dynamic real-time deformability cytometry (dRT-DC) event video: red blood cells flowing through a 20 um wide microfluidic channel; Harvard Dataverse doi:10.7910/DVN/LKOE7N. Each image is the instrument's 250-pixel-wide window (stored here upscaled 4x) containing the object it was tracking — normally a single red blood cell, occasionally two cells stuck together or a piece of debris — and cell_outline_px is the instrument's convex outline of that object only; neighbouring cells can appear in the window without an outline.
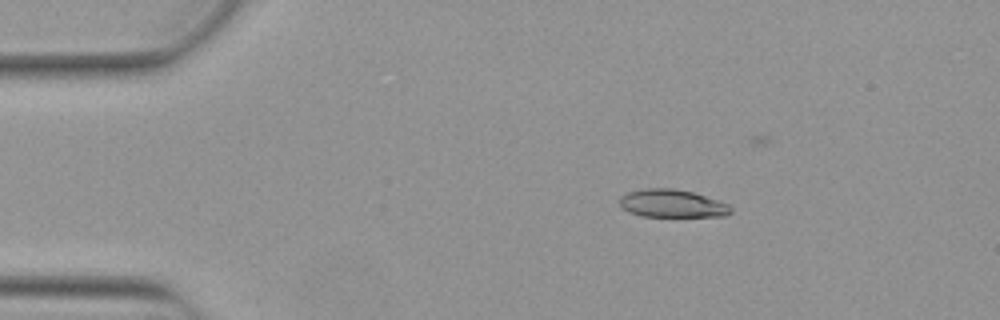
{"species": "Egyptian fruit bat (a non-hibernating species)", "species_latin": "Rousettus aegyptiacus", "temperature_condition": "warm", "stored_images_in_passage": 33, "camera_frame_rate_fps": 3000, "um_per_image_px": 0.085, "animal": {"sex": "female"}, "frame": {"image": 1, "passage_image": 9, "time_ms": 2.667, "image_size_px": [1000, 320], "cell_outline_px": [[732, 212], [724, 216], [644, 216], [628, 212], [620, 208], [620, 196], [628, 192], [644, 188], [672, 188], [692, 192], [720, 200], [728, 204], [732, 208]], "centroid_in_image_um": [57.12, 17.29], "position_along_channel_um": 27.9, "area_um2": 18.15}}
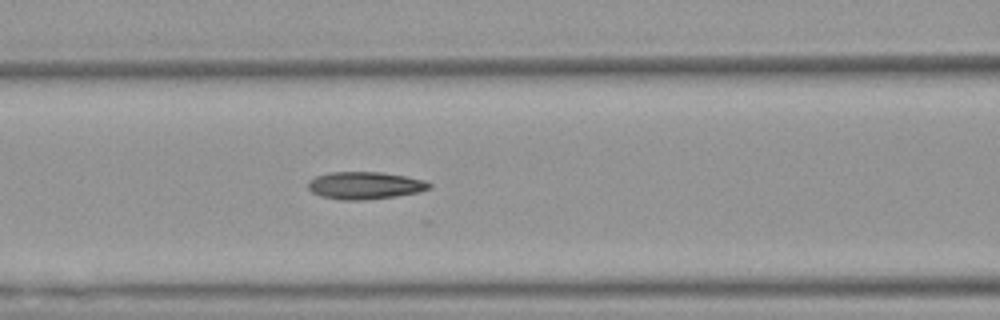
{"frame": {"image": 2, "passage_image": 22, "time_ms": 7.0, "image_size_px": [1000, 320], "cell_outline_px": [[432, 184], [428, 188], [420, 192], [396, 196], [360, 200], [340, 200], [320, 196], [312, 192], [308, 188], [308, 180], [316, 176], [328, 172], [384, 172], [424, 180]], "centroid_in_image_um": [30.98, 15.76], "position_along_channel_um": 135.6, "area_um2": 19.36}}
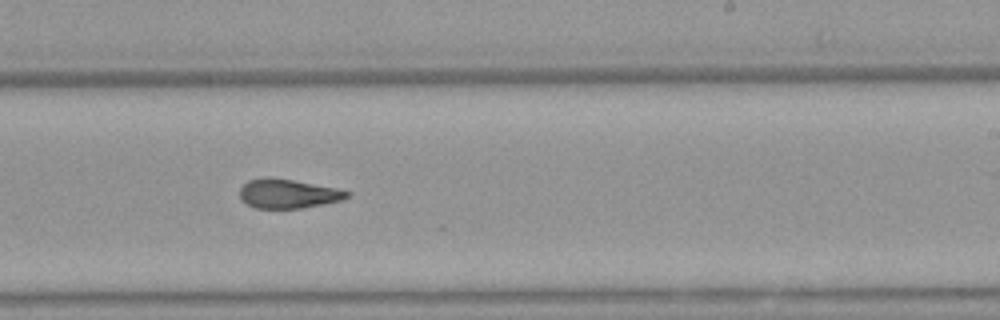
{"frame": {"image": 3, "passage_image": 32, "time_ms": 10.333, "image_size_px": [1000, 320], "cell_outline_px": [[348, 196], [340, 200], [300, 208], [256, 208], [248, 204], [240, 196], [240, 188], [248, 180], [264, 176], [268, 176], [292, 180], [336, 188], [348, 192]], "centroid_in_image_um": [24.41, 16.44], "position_along_channel_um": 264.6, "area_um2": 17.86}}